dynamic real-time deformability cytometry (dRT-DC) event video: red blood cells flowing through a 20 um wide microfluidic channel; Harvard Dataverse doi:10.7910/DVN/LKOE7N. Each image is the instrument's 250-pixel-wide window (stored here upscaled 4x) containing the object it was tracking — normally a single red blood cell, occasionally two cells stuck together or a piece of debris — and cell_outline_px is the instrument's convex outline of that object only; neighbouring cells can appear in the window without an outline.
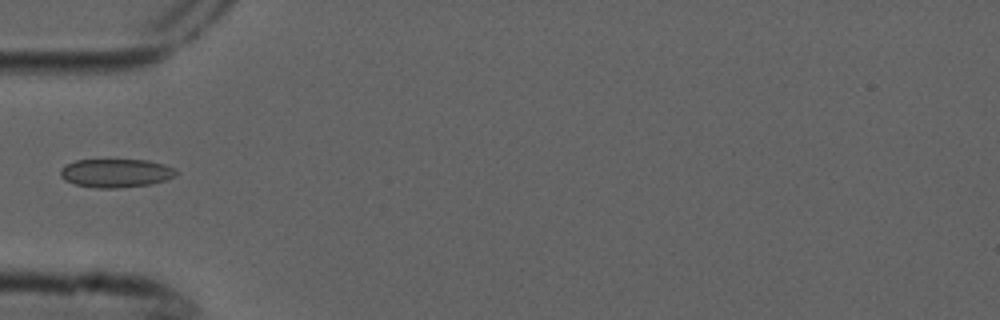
{"species": "common noctule bat (a hibernating species)", "species_latin": "Nyctalus noctula", "temperature_condition": "cold", "stored_images_in_passage": 5, "camera_frame_rate_fps": 3000, "um_per_image_px": 0.085, "animal": {"sex": "male", "forearm_length_mm": 52.5}, "frame": {"image": 1, "passage_image": 4, "time_ms": 1.0, "image_size_px": [1000, 320], "cell_outline_px": [[180, 172], [176, 176], [152, 184], [116, 188], [96, 188], [76, 184], [64, 180], [60, 176], [60, 168], [76, 160], [148, 160], [164, 164]], "centroid_in_image_um": [9.86, 14.71], "position_along_channel_um": 75.1, "area_um2": 19.25}}
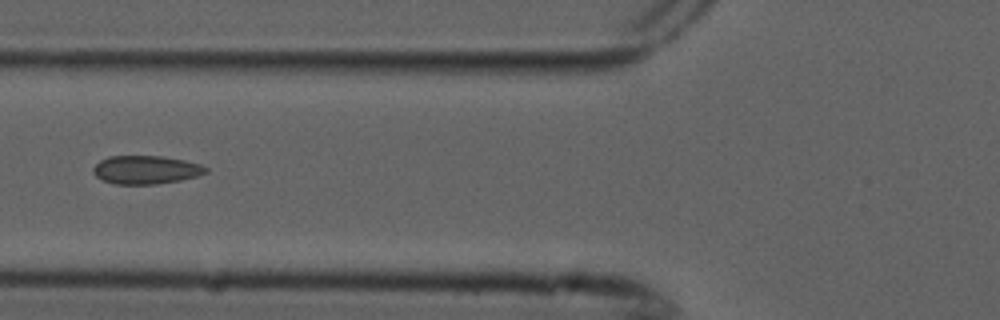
{"frame": {"image": 2, "passage_image": 5, "time_ms": 1.333, "image_size_px": [1000, 320], "cell_outline_px": [[208, 172], [196, 176], [180, 180], [156, 184], [116, 184], [104, 180], [96, 176], [92, 172], [92, 168], [100, 160], [108, 156], [160, 156], [184, 160], [200, 164], [208, 168]], "centroid_in_image_um": [12.39, 14.43], "position_along_channel_um": 113.4, "area_um2": 18.55}}